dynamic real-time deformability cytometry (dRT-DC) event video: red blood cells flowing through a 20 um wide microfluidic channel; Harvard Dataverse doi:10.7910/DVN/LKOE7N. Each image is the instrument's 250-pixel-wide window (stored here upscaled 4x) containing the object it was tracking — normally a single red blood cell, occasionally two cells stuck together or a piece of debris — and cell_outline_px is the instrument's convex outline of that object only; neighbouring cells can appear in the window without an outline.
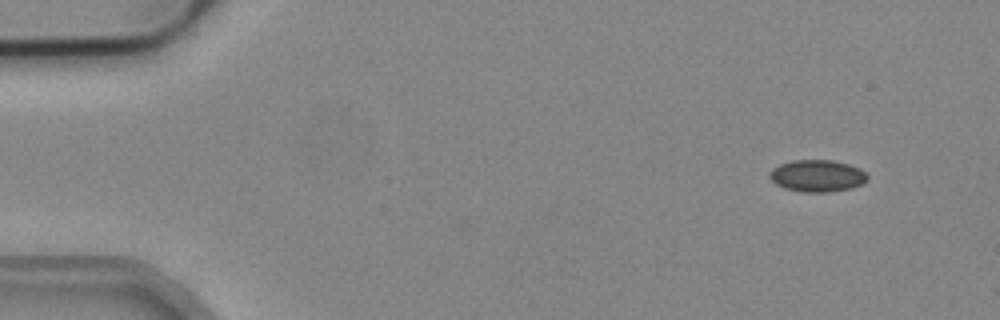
{"species": "common noctule bat (a hibernating species)", "species_latin": "Nyctalus noctula", "temperature_condition": "cold", "stored_images_in_passage": 2, "camera_frame_rate_fps": 3000, "um_per_image_px": 0.085, "animal": {"sex": "male", "body_mass_g": 19.2, "forearm_length_mm": 51.8}, "frame": {"image": 1, "passage_image": 1, "time_ms": 0.0, "image_size_px": [1000, 320], "cell_outline_px": [[868, 180], [852, 188], [828, 192], [804, 192], [784, 188], [776, 184], [768, 176], [768, 172], [772, 168], [780, 164], [792, 160], [832, 160], [848, 164], [860, 168], [868, 176]], "centroid_in_image_um": [69.45, 14.94], "position_along_channel_um": 15.6, "area_um2": 18.26}}